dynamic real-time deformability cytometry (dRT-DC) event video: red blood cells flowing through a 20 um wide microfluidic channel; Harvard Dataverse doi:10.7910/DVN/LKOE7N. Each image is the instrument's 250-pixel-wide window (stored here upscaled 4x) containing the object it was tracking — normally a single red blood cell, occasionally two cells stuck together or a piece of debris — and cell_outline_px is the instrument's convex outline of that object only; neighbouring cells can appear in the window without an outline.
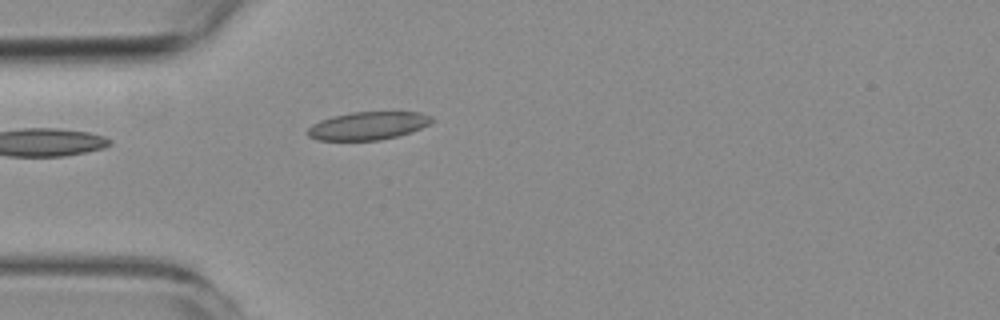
{"species": "common noctule bat (a hibernating species)", "species_latin": "Nyctalus noctula", "temperature_condition": "room temperature", "stored_images_in_passage": 4, "camera_frame_rate_fps": 3000, "um_per_image_px": 0.085, "animal": {"sex": "female", "body_mass_g": 19.3, "forearm_length_mm": 54.1}, "frame": {"image": 1, "passage_image": 4, "time_ms": 3.333, "image_size_px": [1000, 320], "cell_outline_px": [[436, 120], [420, 128], [396, 136], [380, 140], [316, 140], [308, 136], [308, 128], [312, 124], [320, 120], [332, 116], [352, 112], [420, 112], [432, 116]], "centroid_in_image_um": [31.27, 10.68], "position_along_channel_um": 53.7, "area_um2": 20.17}}